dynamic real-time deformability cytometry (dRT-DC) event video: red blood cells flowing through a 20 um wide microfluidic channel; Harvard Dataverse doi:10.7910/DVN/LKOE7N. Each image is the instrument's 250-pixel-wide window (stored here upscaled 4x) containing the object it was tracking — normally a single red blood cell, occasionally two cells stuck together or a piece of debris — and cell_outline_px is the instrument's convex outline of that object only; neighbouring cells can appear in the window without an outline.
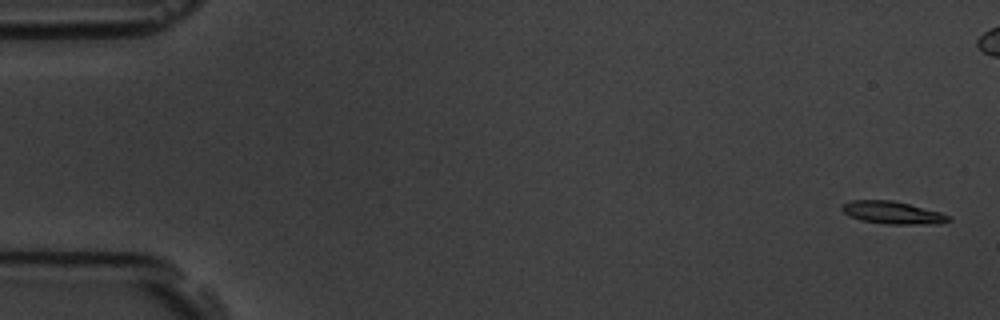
{"species": "common noctule bat (a hibernating species)", "species_latin": "Nyctalus noctula", "temperature_condition": "room temperature", "stored_images_in_passage": 9, "camera_frame_rate_fps": 3000, "um_per_image_px": 0.085, "animal": {"sex": "male", "body_mass_g": 19.5, "forearm_length_mm": 54.6}, "frame": {"image": 1, "passage_image": 1, "time_ms": 0.0, "image_size_px": [1000, 320], "cell_outline_px": [[952, 220], [940, 224], [884, 224], [860, 220], [848, 216], [840, 208], [844, 204], [852, 200], [892, 200], [940, 212], [952, 216]], "centroid_in_image_um": [75.89, 18.09], "position_along_channel_um": 9.1, "area_um2": 14.1}}
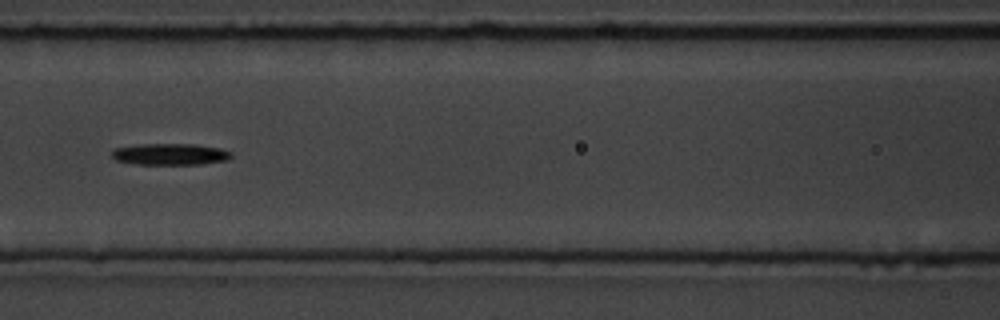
{"frame": {"image": 2, "passage_image": 8, "time_ms": 8.0, "image_size_px": [1000, 320], "cell_outline_px": [[232, 156], [228, 160], [200, 164], [136, 164], [116, 160], [112, 156], [112, 148], [140, 144], [196, 144], [220, 148], [232, 152]], "centroid_in_image_um": [14.47, 13.1], "position_along_channel_um": 152.1, "area_um2": 15.03}}
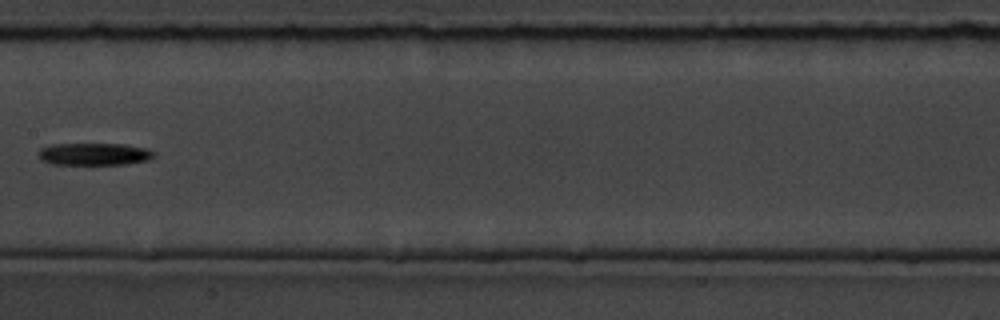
{"frame": {"image": 3, "passage_image": 9, "time_ms": 9.333, "image_size_px": [1000, 320], "cell_outline_px": [[152, 156], [148, 160], [128, 164], [88, 168], [52, 164], [40, 160], [36, 156], [36, 152], [40, 148], [52, 144], [124, 144], [144, 148], [152, 152]], "centroid_in_image_um": [7.87, 13.16], "position_along_channel_um": 199.5, "area_um2": 16.07}}